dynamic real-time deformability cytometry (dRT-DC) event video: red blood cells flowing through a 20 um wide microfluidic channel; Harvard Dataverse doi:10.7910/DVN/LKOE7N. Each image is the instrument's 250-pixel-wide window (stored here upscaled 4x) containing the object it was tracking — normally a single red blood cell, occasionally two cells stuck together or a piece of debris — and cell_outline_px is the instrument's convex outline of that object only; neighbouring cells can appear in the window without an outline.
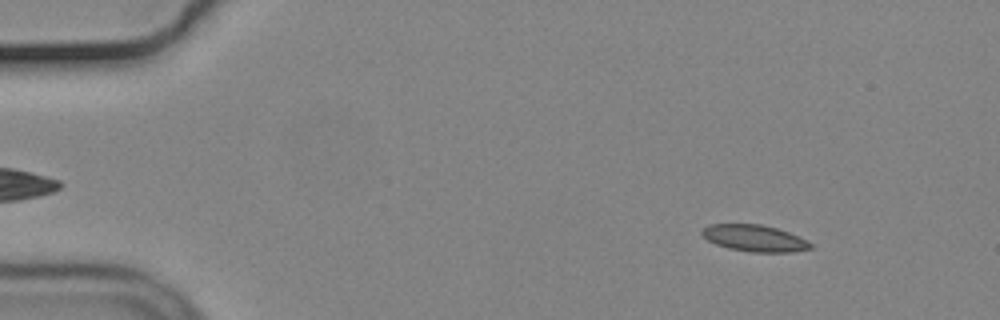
{"species": "common noctule bat (a hibernating species)", "species_latin": "Nyctalus noctula", "temperature_condition": "cold", "stored_images_in_passage": 51, "camera_frame_rate_fps": 3000, "um_per_image_px": 0.085, "animal": {"sex": "male", "body_mass_g": 19.2, "forearm_length_mm": 51.8}, "frame": {"image": 1, "passage_image": 6, "time_ms": 1.667, "image_size_px": [1000, 320], "cell_outline_px": [[812, 248], [792, 252], [752, 252], [728, 248], [716, 244], [708, 240], [700, 232], [708, 224], [760, 224], [776, 228], [788, 232], [808, 240], [812, 244]], "centroid_in_image_um": [64.14, 20.25], "position_along_channel_um": 20.9, "area_um2": 16.76}}
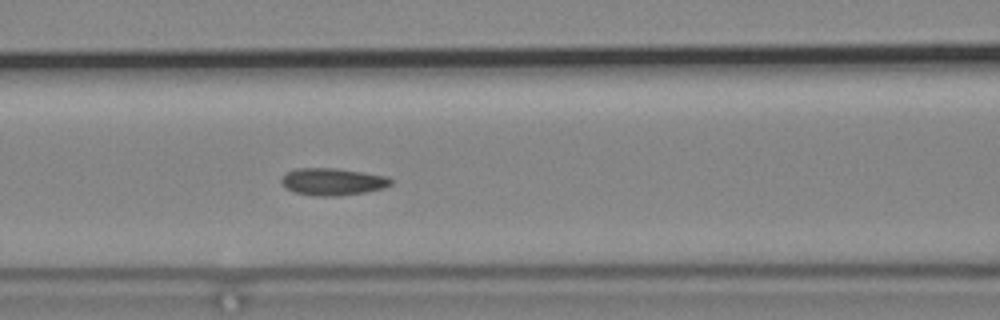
{"frame": {"image": 2, "passage_image": 23, "time_ms": 7.333, "image_size_px": [1000, 320], "cell_outline_px": [[392, 184], [380, 188], [364, 192], [336, 196], [316, 196], [292, 192], [280, 184], [280, 180], [288, 172], [296, 168], [336, 168], [388, 176], [392, 180]], "centroid_in_image_um": [28.23, 15.44], "position_along_channel_um": 138.4, "area_um2": 17.28}}
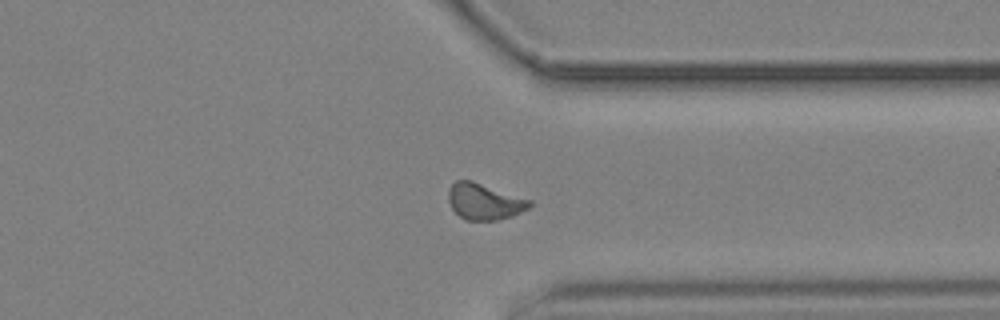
{"frame": {"image": 3, "passage_image": 42, "time_ms": 13.667, "image_size_px": [1000, 320], "cell_outline_px": [[532, 204], [528, 208], [512, 216], [496, 220], [468, 220], [460, 216], [452, 208], [448, 200], [448, 188], [456, 180], [472, 180], [532, 200]], "centroid_in_image_um": [41.17, 17.11], "position_along_channel_um": 370.2, "area_um2": 17.11}, "authors_computed_cell_mechanics": {"area_um2": 16.8198, "velocity_mm_per_s": 3.6814, "shape_relaxation_time_tau1_ms": null, "shape_relaxation_time_tau2_ms": 2.8341, "deformation_change_tau1": null, "deformation_change_tau2": 0.0653}}